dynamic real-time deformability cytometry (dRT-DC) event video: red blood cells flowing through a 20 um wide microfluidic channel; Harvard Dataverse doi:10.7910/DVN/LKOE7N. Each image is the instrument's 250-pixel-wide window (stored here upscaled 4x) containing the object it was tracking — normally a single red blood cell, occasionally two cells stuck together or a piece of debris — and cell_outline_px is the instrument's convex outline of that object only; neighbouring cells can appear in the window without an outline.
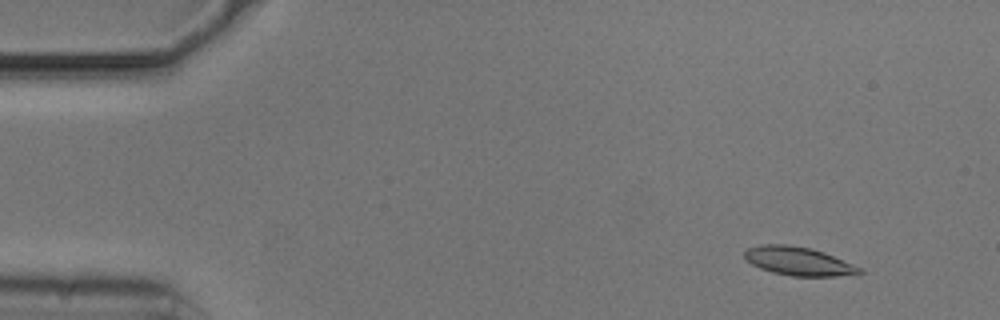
{"species": "common noctule bat (a hibernating species)", "species_latin": "Nyctalus noctula", "temperature_condition": "cold", "stored_images_in_passage": 54, "camera_frame_rate_fps": 3000, "um_per_image_px": 0.085, "animal": {"sex": "male", "body_mass_g": 20.5, "forearm_length_mm": 52.5}, "frame": {"image": 1, "passage_image": 5, "time_ms": 1.333, "image_size_px": [1000, 320], "cell_outline_px": [[864, 272], [836, 276], [792, 276], [772, 272], [760, 268], [752, 264], [744, 256], [744, 252], [748, 248], [760, 244], [788, 244], [812, 248], [824, 252], [852, 264], [860, 268]], "centroid_in_image_um": [67.83, 22.18], "position_along_channel_um": 17.2, "area_um2": 18.96}}
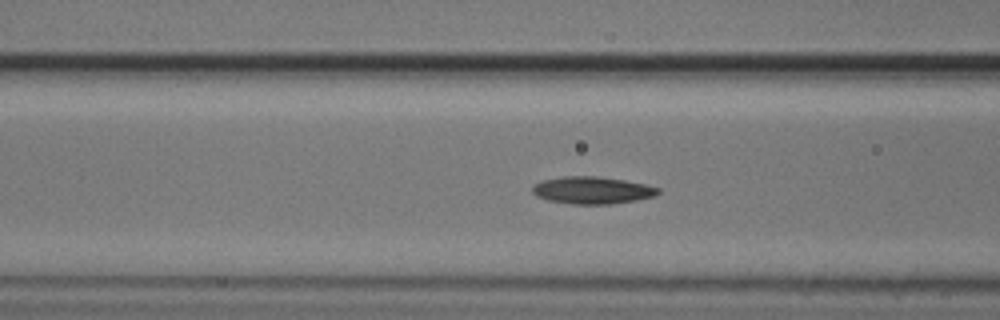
{"frame": {"image": 2, "passage_image": 21, "time_ms": 6.667, "image_size_px": [1000, 320], "cell_outline_px": [[660, 192], [656, 196], [636, 200], [612, 204], [572, 204], [548, 200], [536, 196], [532, 192], [532, 184], [544, 180], [564, 176], [596, 176], [624, 180], [644, 184], [660, 188]], "centroid_in_image_um": [50.34, 16.17], "position_along_channel_um": 116.3, "area_um2": 20.0}}
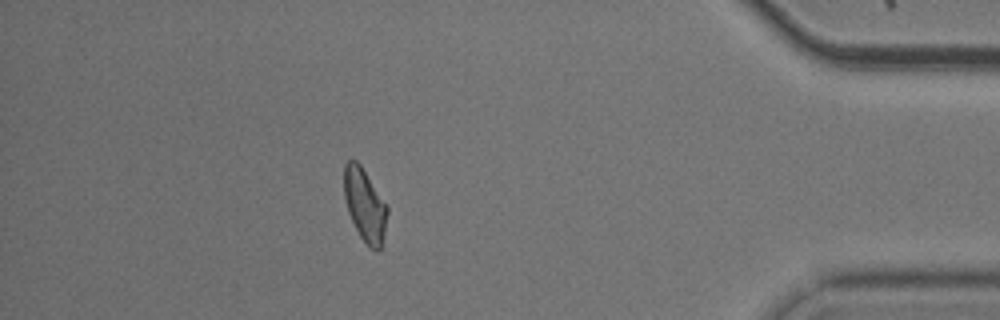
{"frame": {"image": 3, "passage_image": 48, "time_ms": 15.667, "image_size_px": [1000, 320], "cell_outline_px": [[388, 212], [384, 232], [380, 248], [376, 252], [368, 248], [360, 236], [348, 212], [344, 196], [344, 164], [348, 160], [356, 160], [360, 164], [388, 208]], "centroid_in_image_um": [30.99, 17.44], "position_along_channel_um": 404.2, "area_um2": 18.09}, "authors_computed_cell_mechanics": {"area_um2": 18.9006, "velocity_mm_per_s": 3.6952, "shape_relaxation_time_tau1_ms": 3.9302, "shape_relaxation_time_tau2_ms": 5.7151, "deformation_change_tau1": 0.1325, "deformation_change_tau2": 0.1271}}